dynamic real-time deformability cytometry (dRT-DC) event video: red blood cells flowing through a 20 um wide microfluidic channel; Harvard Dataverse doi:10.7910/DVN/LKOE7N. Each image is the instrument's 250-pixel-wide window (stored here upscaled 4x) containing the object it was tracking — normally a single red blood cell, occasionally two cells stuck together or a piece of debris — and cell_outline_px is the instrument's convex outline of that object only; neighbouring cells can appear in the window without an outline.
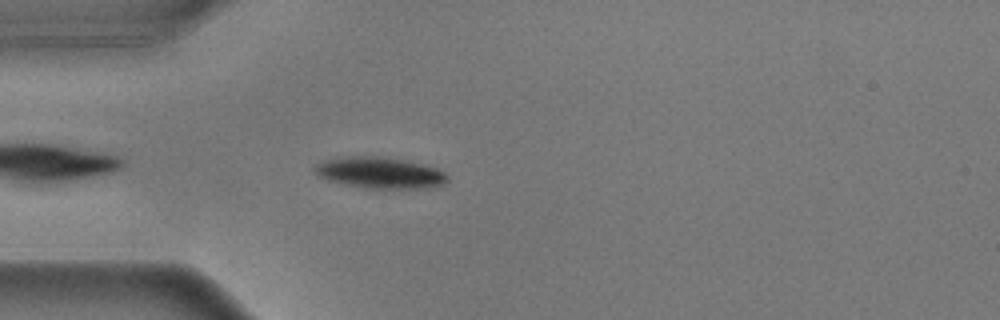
{"species": "common noctule bat (a hibernating species)", "species_latin": "Nyctalus noctula", "temperature_condition": "warm", "stored_images_in_passage": 36, "camera_frame_rate_fps": 3000, "um_per_image_px": 0.085, "animal": {"sex": "male", "body_mass_g": 17.9}, "frame": {"image": 1, "passage_image": 3, "time_ms": 0.667, "image_size_px": [1000, 320], "cell_outline_px": [[448, 180], [440, 184], [424, 188], [364, 188], [344, 184], [328, 180], [320, 176], [312, 168], [316, 164], [324, 160], [336, 156], [380, 156], [424, 164], [436, 168], [444, 172], [448, 176]], "centroid_in_image_um": [32.24, 14.67], "position_along_channel_um": 52.8, "area_um2": 24.1}}
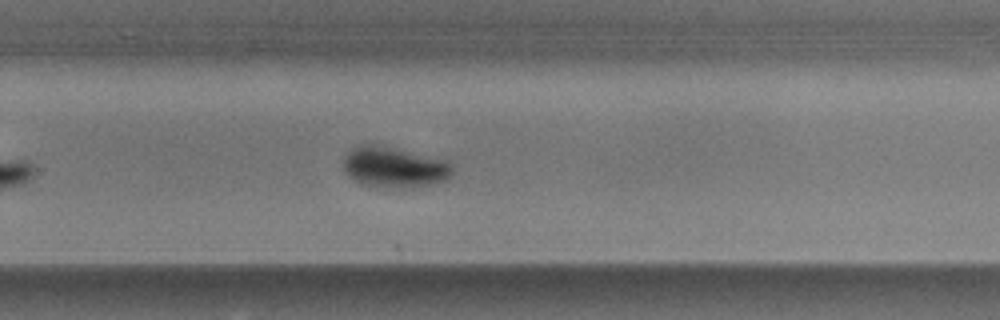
{"frame": {"image": 2, "passage_image": 24, "time_ms": 7.667, "image_size_px": [1000, 320], "cell_outline_px": [[452, 172], [444, 180], [428, 184], [364, 184], [348, 176], [344, 168], [344, 156], [356, 144], [376, 144], [444, 160], [452, 164]], "centroid_in_image_um": [33.44, 14.13], "position_along_channel_um": 296.4, "area_um2": 24.22}}
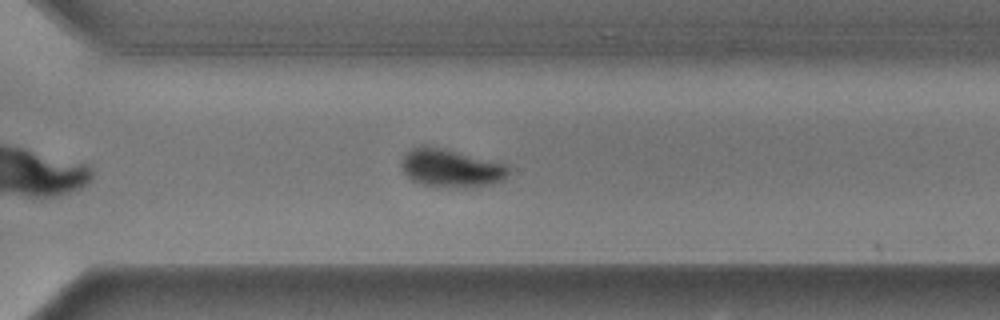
{"frame": {"image": 3, "passage_image": 27, "time_ms": 8.667, "image_size_px": [1000, 320], "cell_outline_px": [[508, 176], [504, 180], [488, 184], [464, 188], [436, 188], [420, 184], [412, 180], [404, 172], [400, 164], [400, 160], [412, 148], [436, 148], [456, 152], [504, 164], [508, 168]], "centroid_in_image_um": [38.3, 14.36], "position_along_channel_um": 332.3, "area_um2": 23.24}, "authors_computed_cell_mechanics": {"area_um2": 24.3338, "velocity_mm_per_s": 3.5888, "shape_relaxation_time_tau1_ms": 2.0494, "shape_relaxation_time_tau2_ms": 3.6532, "deformation_change_tau1": 0.1351, "deformation_change_tau2": 0.0533}}